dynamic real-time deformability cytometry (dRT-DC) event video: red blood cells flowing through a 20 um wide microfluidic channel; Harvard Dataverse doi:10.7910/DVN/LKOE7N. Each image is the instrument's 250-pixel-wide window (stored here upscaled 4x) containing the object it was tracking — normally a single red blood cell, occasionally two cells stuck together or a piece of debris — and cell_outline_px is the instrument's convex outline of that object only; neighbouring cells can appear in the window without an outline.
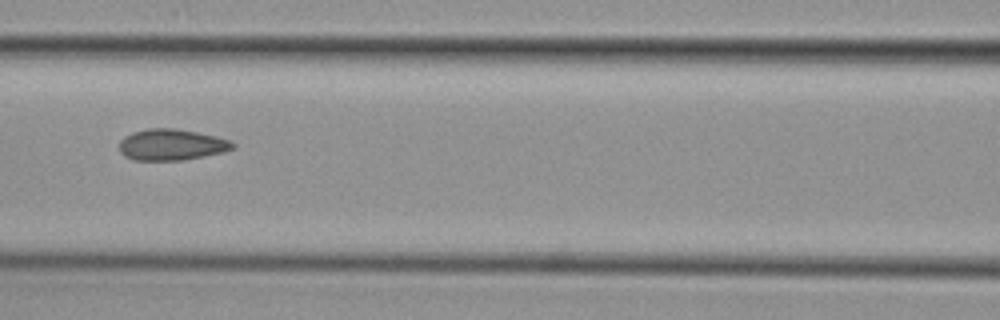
{"species": "common noctule bat (a hibernating species)", "species_latin": "Nyctalus noctula", "temperature_condition": "cold", "stored_images_in_passage": 54, "camera_frame_rate_fps": 3000, "um_per_image_px": 0.085, "animal": {"sex": "female", "body_mass_g": 29.2, "forearm_length_mm": 56.3}, "frame": {"image": 1, "passage_image": 24, "time_ms": 7.667, "image_size_px": [1000, 320], "cell_outline_px": [[236, 148], [224, 152], [184, 160], [132, 160], [124, 156], [120, 152], [120, 140], [124, 136], [132, 132], [148, 128], [176, 128], [216, 136], [232, 140], [236, 144]], "centroid_in_image_um": [14.6, 12.3], "position_along_channel_um": 152.0, "area_um2": 20.92}, "authors_computed_cell_mechanics": {"area_um2": 20.3456, "velocity_mm_per_s": 3.8027, "shape_relaxation_time_tau1_ms": null, "shape_relaxation_time_tau2_ms": 1.3708, "deformation_change_tau1": null, "deformation_change_tau2": 0.0736}}